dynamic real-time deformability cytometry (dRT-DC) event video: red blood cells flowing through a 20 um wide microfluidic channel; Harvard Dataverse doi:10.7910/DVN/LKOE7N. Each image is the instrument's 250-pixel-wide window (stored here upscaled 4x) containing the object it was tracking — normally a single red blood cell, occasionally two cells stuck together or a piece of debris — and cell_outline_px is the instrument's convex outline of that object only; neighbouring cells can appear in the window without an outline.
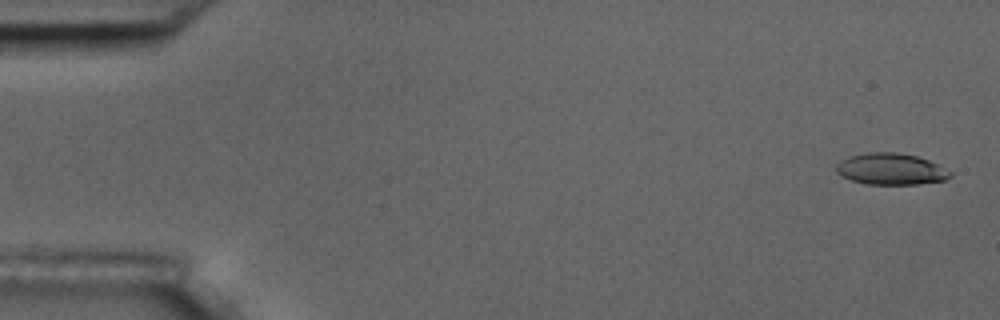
{"species": "common noctule bat (a hibernating species)", "species_latin": "Nyctalus noctula", "temperature_condition": "room temperature", "stored_images_in_passage": 5, "camera_frame_rate_fps": 3000, "um_per_image_px": 0.085, "animal": {"sex": "male", "body_mass_g": 17.5, "forearm_length_mm": 52.3}, "frame": {"image": 1, "passage_image": 1, "time_ms": 0.0, "image_size_px": [1000, 320], "cell_outline_px": [[952, 176], [944, 180], [916, 184], [864, 184], [840, 176], [836, 172], [836, 164], [840, 160], [848, 156], [868, 152], [896, 152], [916, 156], [928, 160], [952, 172]], "centroid_in_image_um": [75.68, 14.36], "position_along_channel_um": 9.3, "area_um2": 20.92}}
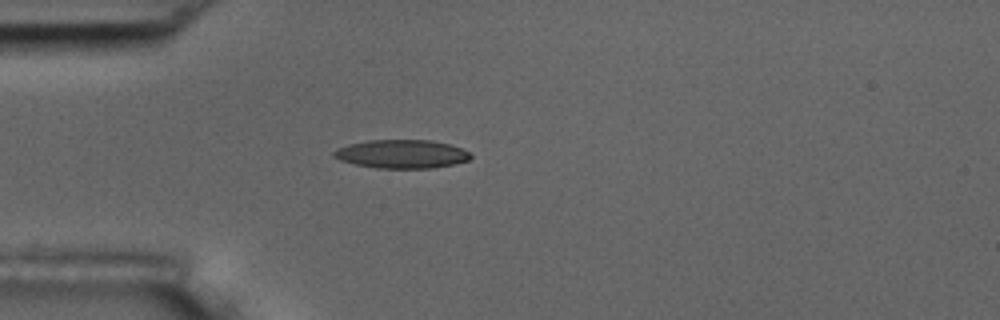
{"frame": {"image": 2, "passage_image": 5, "time_ms": 1.333, "image_size_px": [1000, 320], "cell_outline_px": [[472, 156], [468, 160], [452, 164], [432, 168], [376, 168], [356, 164], [340, 160], [332, 156], [332, 152], [336, 148], [348, 144], [368, 140], [428, 140], [448, 144], [460, 148], [468, 152]], "centroid_in_image_um": [34.08, 13.09], "position_along_channel_um": 50.9, "area_um2": 22.6}}